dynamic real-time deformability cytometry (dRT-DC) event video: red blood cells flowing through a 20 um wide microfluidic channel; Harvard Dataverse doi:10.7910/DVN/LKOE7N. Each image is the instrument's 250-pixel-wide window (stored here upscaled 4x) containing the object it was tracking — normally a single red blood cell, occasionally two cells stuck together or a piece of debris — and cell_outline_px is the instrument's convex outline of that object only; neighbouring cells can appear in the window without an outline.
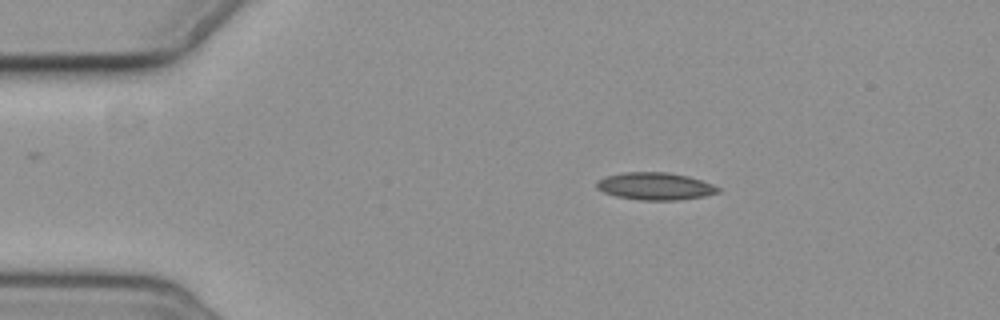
{"species": "common noctule bat (a hibernating species)", "species_latin": "Nyctalus noctula", "temperature_condition": "cold", "stored_images_in_passage": 4, "camera_frame_rate_fps": 3000, "um_per_image_px": 0.085, "animal": {"sex": "female", "body_mass_g": 19.3, "forearm_length_mm": 54.1}, "frame": {"image": 1, "passage_image": 1, "time_ms": 0.0, "image_size_px": [1000, 320], "cell_outline_px": [[720, 192], [704, 196], [676, 200], [640, 200], [616, 196], [604, 192], [596, 188], [596, 180], [604, 176], [624, 172], [668, 172], [688, 176], [712, 184], [720, 188]], "centroid_in_image_um": [55.65, 15.82], "position_along_channel_um": 29.3, "area_um2": 19.42}}
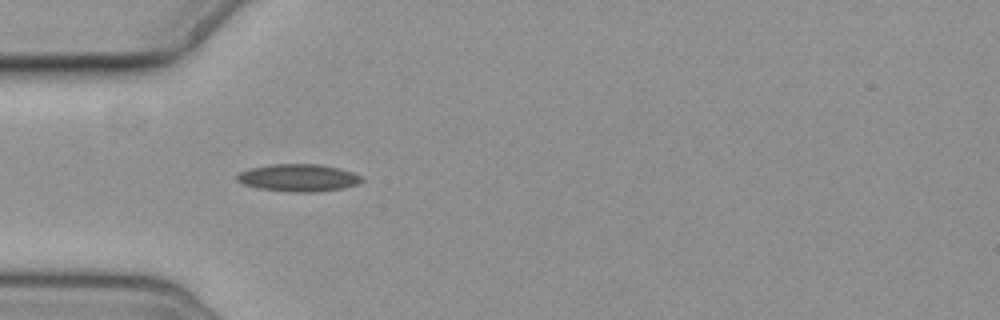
{"frame": {"image": 2, "passage_image": 3, "time_ms": 2.333, "image_size_px": [1000, 320], "cell_outline_px": [[364, 180], [356, 184], [340, 188], [316, 192], [292, 192], [260, 188], [244, 184], [236, 180], [236, 176], [240, 172], [252, 168], [272, 164], [320, 164], [340, 168], [364, 176]], "centroid_in_image_um": [25.4, 15.1], "position_along_channel_um": 59.6, "area_um2": 19.77}}
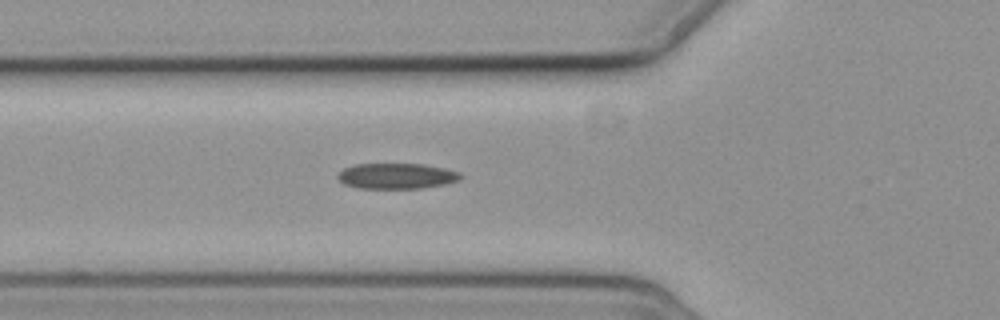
{"frame": {"image": 3, "passage_image": 4, "time_ms": 3.333, "image_size_px": [1000, 320], "cell_outline_px": [[464, 176], [460, 180], [444, 184], [420, 188], [360, 188], [344, 184], [336, 176], [344, 168], [356, 164], [424, 164], [444, 168], [460, 172]], "centroid_in_image_um": [33.74, 14.95], "position_along_channel_um": 92.1, "area_um2": 18.26}}